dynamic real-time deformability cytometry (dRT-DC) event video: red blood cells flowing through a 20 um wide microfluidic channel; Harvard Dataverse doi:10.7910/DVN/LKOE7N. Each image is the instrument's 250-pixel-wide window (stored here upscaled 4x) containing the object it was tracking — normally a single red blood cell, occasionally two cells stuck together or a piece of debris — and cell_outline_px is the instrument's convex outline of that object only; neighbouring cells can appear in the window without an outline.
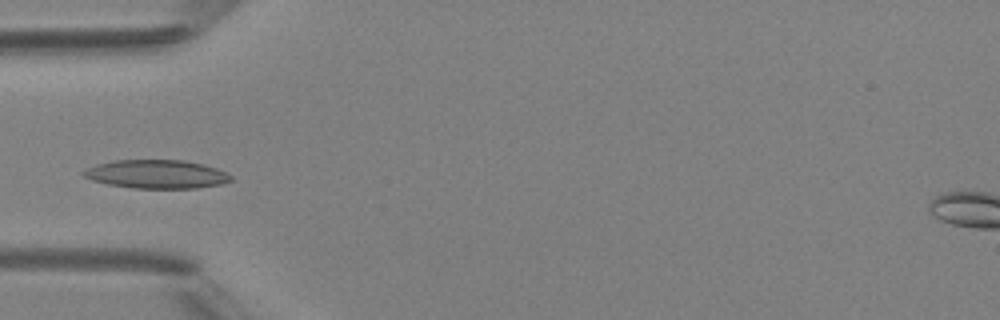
{"species": "Egyptian fruit bat (a non-hibernating species)", "species_latin": "Rousettus aegyptiacus", "temperature_condition": "room temperature", "stored_images_in_passage": 5, "camera_frame_rate_fps": 3000, "um_per_image_px": 0.085, "animal": {"sex": "female"}, "frame": {"image": 1, "passage_image": 5, "time_ms": 4.333, "image_size_px": [1000, 320], "cell_outline_px": [[232, 180], [220, 184], [196, 188], [132, 188], [108, 184], [92, 180], [84, 176], [80, 172], [96, 164], [116, 160], [184, 160], [204, 164], [216, 168], [232, 176]], "centroid_in_image_um": [13.3, 14.8], "position_along_channel_um": 71.7, "area_um2": 24.45}}